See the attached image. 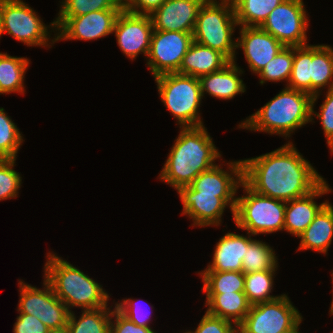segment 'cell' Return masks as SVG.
Returning a JSON list of instances; mask_svg holds the SVG:
<instances>
[{
    "mask_svg": "<svg viewBox=\"0 0 333 333\" xmlns=\"http://www.w3.org/2000/svg\"><path fill=\"white\" fill-rule=\"evenodd\" d=\"M242 164L243 182L250 189L285 202L310 194L325 181L290 141Z\"/></svg>",
    "mask_w": 333,
    "mask_h": 333,
    "instance_id": "6da1fadb",
    "label": "cell"
},
{
    "mask_svg": "<svg viewBox=\"0 0 333 333\" xmlns=\"http://www.w3.org/2000/svg\"><path fill=\"white\" fill-rule=\"evenodd\" d=\"M220 157L204 126L182 127L159 178L178 190L190 185L201 172L215 166V160Z\"/></svg>",
    "mask_w": 333,
    "mask_h": 333,
    "instance_id": "7a4b0ae2",
    "label": "cell"
},
{
    "mask_svg": "<svg viewBox=\"0 0 333 333\" xmlns=\"http://www.w3.org/2000/svg\"><path fill=\"white\" fill-rule=\"evenodd\" d=\"M312 98L309 93L286 87L239 123V128L290 137L291 132L312 122Z\"/></svg>",
    "mask_w": 333,
    "mask_h": 333,
    "instance_id": "3957f363",
    "label": "cell"
},
{
    "mask_svg": "<svg viewBox=\"0 0 333 333\" xmlns=\"http://www.w3.org/2000/svg\"><path fill=\"white\" fill-rule=\"evenodd\" d=\"M44 269L45 280L69 310L74 306L83 310L108 306L110 296L102 286L61 257L47 253Z\"/></svg>",
    "mask_w": 333,
    "mask_h": 333,
    "instance_id": "277c9868",
    "label": "cell"
},
{
    "mask_svg": "<svg viewBox=\"0 0 333 333\" xmlns=\"http://www.w3.org/2000/svg\"><path fill=\"white\" fill-rule=\"evenodd\" d=\"M206 0L200 7L193 41L223 54L229 61H235L236 40H232L235 26H238L232 0Z\"/></svg>",
    "mask_w": 333,
    "mask_h": 333,
    "instance_id": "5b68a950",
    "label": "cell"
},
{
    "mask_svg": "<svg viewBox=\"0 0 333 333\" xmlns=\"http://www.w3.org/2000/svg\"><path fill=\"white\" fill-rule=\"evenodd\" d=\"M155 81L161 101L180 128L203 126L198 113L203 96L197 77L168 73L155 77Z\"/></svg>",
    "mask_w": 333,
    "mask_h": 333,
    "instance_id": "8992f818",
    "label": "cell"
},
{
    "mask_svg": "<svg viewBox=\"0 0 333 333\" xmlns=\"http://www.w3.org/2000/svg\"><path fill=\"white\" fill-rule=\"evenodd\" d=\"M245 196L236 197L233 219L238 228L251 235L284 230L286 202L256 193L244 182Z\"/></svg>",
    "mask_w": 333,
    "mask_h": 333,
    "instance_id": "52a82bcc",
    "label": "cell"
},
{
    "mask_svg": "<svg viewBox=\"0 0 333 333\" xmlns=\"http://www.w3.org/2000/svg\"><path fill=\"white\" fill-rule=\"evenodd\" d=\"M286 294L268 302L251 305L238 325V333H283L294 328L302 316Z\"/></svg>",
    "mask_w": 333,
    "mask_h": 333,
    "instance_id": "ba28073f",
    "label": "cell"
},
{
    "mask_svg": "<svg viewBox=\"0 0 333 333\" xmlns=\"http://www.w3.org/2000/svg\"><path fill=\"white\" fill-rule=\"evenodd\" d=\"M48 28L33 8L22 0L3 1L0 37L3 33H7L27 46L49 47L57 40L55 36L51 41L52 44L51 42L48 44L50 38Z\"/></svg>",
    "mask_w": 333,
    "mask_h": 333,
    "instance_id": "9c48e42d",
    "label": "cell"
},
{
    "mask_svg": "<svg viewBox=\"0 0 333 333\" xmlns=\"http://www.w3.org/2000/svg\"><path fill=\"white\" fill-rule=\"evenodd\" d=\"M44 289L19 281V313L34 315L51 331L67 327L70 312L67 306L55 295L50 284L44 279Z\"/></svg>",
    "mask_w": 333,
    "mask_h": 333,
    "instance_id": "30bf717a",
    "label": "cell"
},
{
    "mask_svg": "<svg viewBox=\"0 0 333 333\" xmlns=\"http://www.w3.org/2000/svg\"><path fill=\"white\" fill-rule=\"evenodd\" d=\"M306 14L303 0H285L271 11L260 28L285 47L304 46L307 45Z\"/></svg>",
    "mask_w": 333,
    "mask_h": 333,
    "instance_id": "8fae6325",
    "label": "cell"
},
{
    "mask_svg": "<svg viewBox=\"0 0 333 333\" xmlns=\"http://www.w3.org/2000/svg\"><path fill=\"white\" fill-rule=\"evenodd\" d=\"M192 42V33L153 30L147 56L153 77L177 73Z\"/></svg>",
    "mask_w": 333,
    "mask_h": 333,
    "instance_id": "7c38bea8",
    "label": "cell"
},
{
    "mask_svg": "<svg viewBox=\"0 0 333 333\" xmlns=\"http://www.w3.org/2000/svg\"><path fill=\"white\" fill-rule=\"evenodd\" d=\"M122 9H105L71 18H56L50 25L59 31L56 40H96L113 34Z\"/></svg>",
    "mask_w": 333,
    "mask_h": 333,
    "instance_id": "4fadbf2b",
    "label": "cell"
},
{
    "mask_svg": "<svg viewBox=\"0 0 333 333\" xmlns=\"http://www.w3.org/2000/svg\"><path fill=\"white\" fill-rule=\"evenodd\" d=\"M118 46L130 59L138 54L148 56L153 24L150 15L135 14L122 9L118 15L114 30Z\"/></svg>",
    "mask_w": 333,
    "mask_h": 333,
    "instance_id": "5bb4252c",
    "label": "cell"
},
{
    "mask_svg": "<svg viewBox=\"0 0 333 333\" xmlns=\"http://www.w3.org/2000/svg\"><path fill=\"white\" fill-rule=\"evenodd\" d=\"M227 164L229 172L222 169L221 164H216L209 170L201 172L190 186L201 193L217 194V197L229 205L232 215H234L237 200L235 194L243 182V164L242 160Z\"/></svg>",
    "mask_w": 333,
    "mask_h": 333,
    "instance_id": "9a60e30c",
    "label": "cell"
},
{
    "mask_svg": "<svg viewBox=\"0 0 333 333\" xmlns=\"http://www.w3.org/2000/svg\"><path fill=\"white\" fill-rule=\"evenodd\" d=\"M240 27L236 48H243L249 68L258 75L285 46L260 27Z\"/></svg>",
    "mask_w": 333,
    "mask_h": 333,
    "instance_id": "2e32d148",
    "label": "cell"
},
{
    "mask_svg": "<svg viewBox=\"0 0 333 333\" xmlns=\"http://www.w3.org/2000/svg\"><path fill=\"white\" fill-rule=\"evenodd\" d=\"M206 0H166L151 15L153 30L193 33L200 7Z\"/></svg>",
    "mask_w": 333,
    "mask_h": 333,
    "instance_id": "e0dca14e",
    "label": "cell"
},
{
    "mask_svg": "<svg viewBox=\"0 0 333 333\" xmlns=\"http://www.w3.org/2000/svg\"><path fill=\"white\" fill-rule=\"evenodd\" d=\"M178 194L183 203L182 214L193 220V226H218L228 206L217 194L201 193L190 185L180 187Z\"/></svg>",
    "mask_w": 333,
    "mask_h": 333,
    "instance_id": "ac0fdd59",
    "label": "cell"
},
{
    "mask_svg": "<svg viewBox=\"0 0 333 333\" xmlns=\"http://www.w3.org/2000/svg\"><path fill=\"white\" fill-rule=\"evenodd\" d=\"M331 191L326 181L310 194L286 202L284 231L298 237L313 221L318 212L329 202L317 204L314 199Z\"/></svg>",
    "mask_w": 333,
    "mask_h": 333,
    "instance_id": "d6986e66",
    "label": "cell"
},
{
    "mask_svg": "<svg viewBox=\"0 0 333 333\" xmlns=\"http://www.w3.org/2000/svg\"><path fill=\"white\" fill-rule=\"evenodd\" d=\"M242 73L243 71L236 65V62L230 61L222 69L200 76L198 79L202 96L206 92L213 97L230 100L237 94L244 93L245 84L239 77Z\"/></svg>",
    "mask_w": 333,
    "mask_h": 333,
    "instance_id": "ffe728a7",
    "label": "cell"
},
{
    "mask_svg": "<svg viewBox=\"0 0 333 333\" xmlns=\"http://www.w3.org/2000/svg\"><path fill=\"white\" fill-rule=\"evenodd\" d=\"M248 237L228 232L217 242L211 265L203 271H242L243 256L246 247L253 240L250 233Z\"/></svg>",
    "mask_w": 333,
    "mask_h": 333,
    "instance_id": "44dd1931",
    "label": "cell"
},
{
    "mask_svg": "<svg viewBox=\"0 0 333 333\" xmlns=\"http://www.w3.org/2000/svg\"><path fill=\"white\" fill-rule=\"evenodd\" d=\"M229 62L220 52L193 41L177 73L199 78L222 69Z\"/></svg>",
    "mask_w": 333,
    "mask_h": 333,
    "instance_id": "7402d4cb",
    "label": "cell"
},
{
    "mask_svg": "<svg viewBox=\"0 0 333 333\" xmlns=\"http://www.w3.org/2000/svg\"><path fill=\"white\" fill-rule=\"evenodd\" d=\"M298 237L301 238L298 250L311 249L326 254L333 238L332 204L328 202Z\"/></svg>",
    "mask_w": 333,
    "mask_h": 333,
    "instance_id": "603a6c76",
    "label": "cell"
},
{
    "mask_svg": "<svg viewBox=\"0 0 333 333\" xmlns=\"http://www.w3.org/2000/svg\"><path fill=\"white\" fill-rule=\"evenodd\" d=\"M205 302L209 314L231 321L237 326L251 307L244 292L206 294Z\"/></svg>",
    "mask_w": 333,
    "mask_h": 333,
    "instance_id": "cb8c5ba5",
    "label": "cell"
},
{
    "mask_svg": "<svg viewBox=\"0 0 333 333\" xmlns=\"http://www.w3.org/2000/svg\"><path fill=\"white\" fill-rule=\"evenodd\" d=\"M310 77L312 107H314L321 93L320 89L326 86L328 90L333 89V49L330 45H312Z\"/></svg>",
    "mask_w": 333,
    "mask_h": 333,
    "instance_id": "d4e9b609",
    "label": "cell"
},
{
    "mask_svg": "<svg viewBox=\"0 0 333 333\" xmlns=\"http://www.w3.org/2000/svg\"><path fill=\"white\" fill-rule=\"evenodd\" d=\"M29 64L27 58L0 52V94H24V77Z\"/></svg>",
    "mask_w": 333,
    "mask_h": 333,
    "instance_id": "484cf974",
    "label": "cell"
},
{
    "mask_svg": "<svg viewBox=\"0 0 333 333\" xmlns=\"http://www.w3.org/2000/svg\"><path fill=\"white\" fill-rule=\"evenodd\" d=\"M285 0H232L238 26L260 27Z\"/></svg>",
    "mask_w": 333,
    "mask_h": 333,
    "instance_id": "4316f807",
    "label": "cell"
},
{
    "mask_svg": "<svg viewBox=\"0 0 333 333\" xmlns=\"http://www.w3.org/2000/svg\"><path fill=\"white\" fill-rule=\"evenodd\" d=\"M107 307L83 310L79 319L71 311L66 327L68 333H110L112 310Z\"/></svg>",
    "mask_w": 333,
    "mask_h": 333,
    "instance_id": "83f0119b",
    "label": "cell"
},
{
    "mask_svg": "<svg viewBox=\"0 0 333 333\" xmlns=\"http://www.w3.org/2000/svg\"><path fill=\"white\" fill-rule=\"evenodd\" d=\"M203 291L206 294L244 292V272L201 271Z\"/></svg>",
    "mask_w": 333,
    "mask_h": 333,
    "instance_id": "f1b7e54d",
    "label": "cell"
},
{
    "mask_svg": "<svg viewBox=\"0 0 333 333\" xmlns=\"http://www.w3.org/2000/svg\"><path fill=\"white\" fill-rule=\"evenodd\" d=\"M273 248L265 242L252 240L246 247L242 261V271L252 273L267 270H276L277 259Z\"/></svg>",
    "mask_w": 333,
    "mask_h": 333,
    "instance_id": "f546056e",
    "label": "cell"
},
{
    "mask_svg": "<svg viewBox=\"0 0 333 333\" xmlns=\"http://www.w3.org/2000/svg\"><path fill=\"white\" fill-rule=\"evenodd\" d=\"M275 271L277 270L244 273V293L251 305L272 301L280 297L270 295Z\"/></svg>",
    "mask_w": 333,
    "mask_h": 333,
    "instance_id": "4dcf8cb0",
    "label": "cell"
},
{
    "mask_svg": "<svg viewBox=\"0 0 333 333\" xmlns=\"http://www.w3.org/2000/svg\"><path fill=\"white\" fill-rule=\"evenodd\" d=\"M310 62H312V45L294 47L292 73L286 87L311 95Z\"/></svg>",
    "mask_w": 333,
    "mask_h": 333,
    "instance_id": "1f68e13d",
    "label": "cell"
},
{
    "mask_svg": "<svg viewBox=\"0 0 333 333\" xmlns=\"http://www.w3.org/2000/svg\"><path fill=\"white\" fill-rule=\"evenodd\" d=\"M294 60V47H284L258 74L260 84L265 81L277 82L286 80L287 85L291 77Z\"/></svg>",
    "mask_w": 333,
    "mask_h": 333,
    "instance_id": "d6a6232c",
    "label": "cell"
},
{
    "mask_svg": "<svg viewBox=\"0 0 333 333\" xmlns=\"http://www.w3.org/2000/svg\"><path fill=\"white\" fill-rule=\"evenodd\" d=\"M23 136L18 127L0 108V159H16Z\"/></svg>",
    "mask_w": 333,
    "mask_h": 333,
    "instance_id": "836d02e7",
    "label": "cell"
},
{
    "mask_svg": "<svg viewBox=\"0 0 333 333\" xmlns=\"http://www.w3.org/2000/svg\"><path fill=\"white\" fill-rule=\"evenodd\" d=\"M57 18H71L105 9H122L115 0H63Z\"/></svg>",
    "mask_w": 333,
    "mask_h": 333,
    "instance_id": "e575fe53",
    "label": "cell"
},
{
    "mask_svg": "<svg viewBox=\"0 0 333 333\" xmlns=\"http://www.w3.org/2000/svg\"><path fill=\"white\" fill-rule=\"evenodd\" d=\"M16 159H0V201L18 196L22 177L14 170Z\"/></svg>",
    "mask_w": 333,
    "mask_h": 333,
    "instance_id": "d590c367",
    "label": "cell"
},
{
    "mask_svg": "<svg viewBox=\"0 0 333 333\" xmlns=\"http://www.w3.org/2000/svg\"><path fill=\"white\" fill-rule=\"evenodd\" d=\"M312 121L314 115L321 121L322 129L327 139V145L333 153V89L326 92L325 101L320 106V112L316 113L312 107Z\"/></svg>",
    "mask_w": 333,
    "mask_h": 333,
    "instance_id": "8d00e7d4",
    "label": "cell"
},
{
    "mask_svg": "<svg viewBox=\"0 0 333 333\" xmlns=\"http://www.w3.org/2000/svg\"><path fill=\"white\" fill-rule=\"evenodd\" d=\"M139 302V301H138ZM141 303H137L136 300L132 298H126L122 299L121 302L115 304V308L126 318H128L130 321L133 323L139 325V326H144L147 328L150 327V314L149 312H145V307L144 309L141 308ZM145 310V311H144ZM148 311V310H147Z\"/></svg>",
    "mask_w": 333,
    "mask_h": 333,
    "instance_id": "74e56055",
    "label": "cell"
},
{
    "mask_svg": "<svg viewBox=\"0 0 333 333\" xmlns=\"http://www.w3.org/2000/svg\"><path fill=\"white\" fill-rule=\"evenodd\" d=\"M233 322L213 316L207 311L195 331L186 333H238V326Z\"/></svg>",
    "mask_w": 333,
    "mask_h": 333,
    "instance_id": "f35d334b",
    "label": "cell"
},
{
    "mask_svg": "<svg viewBox=\"0 0 333 333\" xmlns=\"http://www.w3.org/2000/svg\"><path fill=\"white\" fill-rule=\"evenodd\" d=\"M115 317L112 321V318ZM114 323V324H113ZM110 333H156L151 328L139 326L123 316L116 308L112 309Z\"/></svg>",
    "mask_w": 333,
    "mask_h": 333,
    "instance_id": "ab89813d",
    "label": "cell"
},
{
    "mask_svg": "<svg viewBox=\"0 0 333 333\" xmlns=\"http://www.w3.org/2000/svg\"><path fill=\"white\" fill-rule=\"evenodd\" d=\"M14 333H49L51 330L34 315L19 313L13 327Z\"/></svg>",
    "mask_w": 333,
    "mask_h": 333,
    "instance_id": "60d3db41",
    "label": "cell"
},
{
    "mask_svg": "<svg viewBox=\"0 0 333 333\" xmlns=\"http://www.w3.org/2000/svg\"><path fill=\"white\" fill-rule=\"evenodd\" d=\"M165 1L166 0H133L126 10L135 14L151 15Z\"/></svg>",
    "mask_w": 333,
    "mask_h": 333,
    "instance_id": "b9f144b4",
    "label": "cell"
},
{
    "mask_svg": "<svg viewBox=\"0 0 333 333\" xmlns=\"http://www.w3.org/2000/svg\"><path fill=\"white\" fill-rule=\"evenodd\" d=\"M133 0H115L116 4L122 9H126Z\"/></svg>",
    "mask_w": 333,
    "mask_h": 333,
    "instance_id": "7bdbcfd3",
    "label": "cell"
},
{
    "mask_svg": "<svg viewBox=\"0 0 333 333\" xmlns=\"http://www.w3.org/2000/svg\"><path fill=\"white\" fill-rule=\"evenodd\" d=\"M301 322H302V320L294 328H292L286 332H283V333H300L298 330H299V325Z\"/></svg>",
    "mask_w": 333,
    "mask_h": 333,
    "instance_id": "ee69618b",
    "label": "cell"
},
{
    "mask_svg": "<svg viewBox=\"0 0 333 333\" xmlns=\"http://www.w3.org/2000/svg\"><path fill=\"white\" fill-rule=\"evenodd\" d=\"M49 333H68V331L66 328H64L61 330H53V331H50Z\"/></svg>",
    "mask_w": 333,
    "mask_h": 333,
    "instance_id": "f6af8a7d",
    "label": "cell"
},
{
    "mask_svg": "<svg viewBox=\"0 0 333 333\" xmlns=\"http://www.w3.org/2000/svg\"><path fill=\"white\" fill-rule=\"evenodd\" d=\"M3 1H4V0H0V33H1V15H2Z\"/></svg>",
    "mask_w": 333,
    "mask_h": 333,
    "instance_id": "bcb514c9",
    "label": "cell"
},
{
    "mask_svg": "<svg viewBox=\"0 0 333 333\" xmlns=\"http://www.w3.org/2000/svg\"><path fill=\"white\" fill-rule=\"evenodd\" d=\"M332 277H333V272H332ZM333 279V278H332ZM333 281V280H332ZM333 292V291H332ZM330 314L332 315L333 314V299H332V304H331V307H330Z\"/></svg>",
    "mask_w": 333,
    "mask_h": 333,
    "instance_id": "7dc6e473",
    "label": "cell"
}]
</instances>
